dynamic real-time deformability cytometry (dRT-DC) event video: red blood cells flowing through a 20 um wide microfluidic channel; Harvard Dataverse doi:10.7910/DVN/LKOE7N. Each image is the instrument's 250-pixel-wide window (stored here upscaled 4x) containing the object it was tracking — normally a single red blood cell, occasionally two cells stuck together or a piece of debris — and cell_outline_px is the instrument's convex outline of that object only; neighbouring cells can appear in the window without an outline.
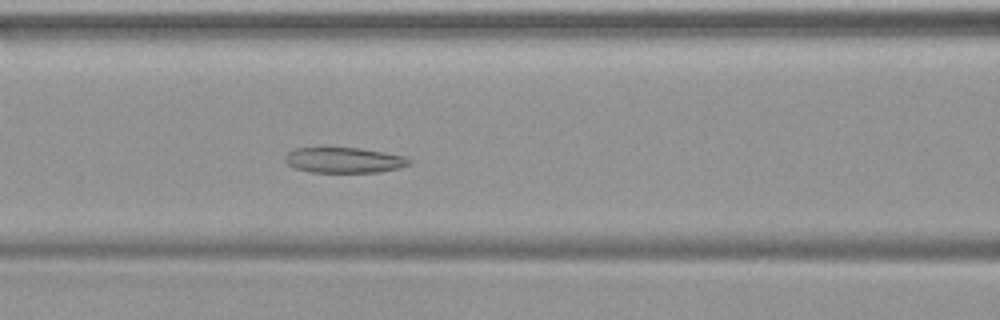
{"species": "common noctule bat (a hibernating species)", "species_latin": "Nyctalus noctula", "temperature_condition": "warm", "stored_images_in_passage": 48, "camera_frame_rate_fps": 3000, "um_per_image_px": 0.085, "animal": {"sex": "female", "body_mass_g": 19.9}, "frame": {"image": 1, "passage_image": 20, "time_ms": 6.333, "image_size_px": [1000, 320], "cell_outline_px": [[412, 160], [408, 164], [400, 168], [380, 172], [312, 172], [296, 168], [288, 164], [284, 160], [284, 156], [288, 152], [296, 148], [360, 148], [384, 152], [404, 156]], "centroid_in_image_um": [29.25, 13.61], "position_along_channel_um": 137.3, "area_um2": 18.32}}
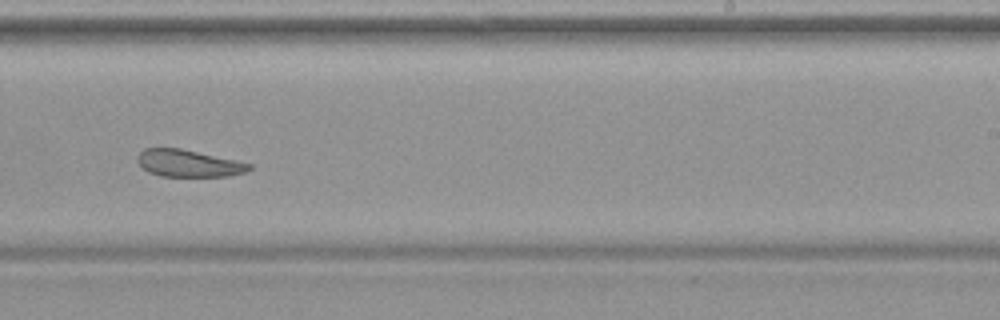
{"frame": {"image": 2, "passage_image": 30, "time_ms": 9.667, "image_size_px": [1000, 320], "cell_outline_px": [[252, 168], [248, 172], [228, 176], [160, 176], [148, 172], [136, 160], [136, 156], [144, 148], [180, 148], [236, 160], [252, 164]], "centroid_in_image_um": [16.03, 13.88], "position_along_channel_um": 273.0, "area_um2": 17.69}}
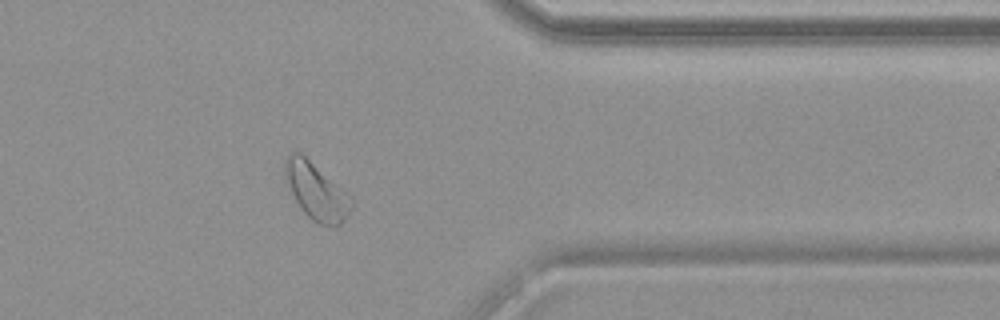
{"frame": {"image": 3, "passage_image": 39, "time_ms": 12.667, "image_size_px": [1000, 320], "cell_outline_px": [[356, 200], [348, 216], [340, 224], [316, 224], [300, 208], [284, 180], [284, 160], [292, 152], [300, 152], [352, 196]], "centroid_in_image_um": [26.89, 16.25], "position_along_channel_um": 384.5, "area_um2": 22.08}}